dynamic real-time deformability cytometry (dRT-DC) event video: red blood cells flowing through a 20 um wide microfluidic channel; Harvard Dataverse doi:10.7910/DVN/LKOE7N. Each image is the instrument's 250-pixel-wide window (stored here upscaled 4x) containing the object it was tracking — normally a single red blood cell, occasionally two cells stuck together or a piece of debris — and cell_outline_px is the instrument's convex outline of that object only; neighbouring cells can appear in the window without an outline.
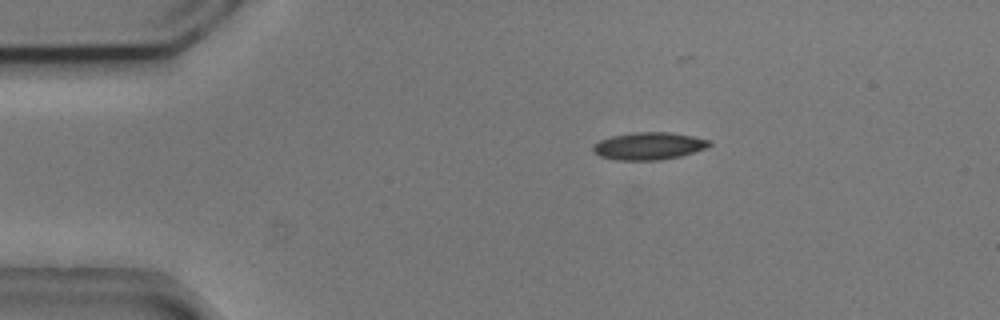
{"species": "common noctule bat (a hibernating species)", "species_latin": "Nyctalus noctula", "temperature_condition": "cold", "stored_images_in_passage": 10, "camera_frame_rate_fps": 3000, "um_per_image_px": 0.085, "animal": {"sex": "male", "body_mass_g": 20.5, "forearm_length_mm": 52.5}, "frame": {"image": 1, "passage_image": 2, "time_ms": 0.333, "image_size_px": [1000, 320], "cell_outline_px": [[712, 144], [704, 148], [680, 156], [660, 160], [616, 160], [600, 156], [592, 152], [592, 148], [600, 140], [612, 136], [632, 132], [668, 132], [692, 136], [712, 140]], "centroid_in_image_um": [55.14, 12.41], "position_along_channel_um": 29.9, "area_um2": 18.5}}
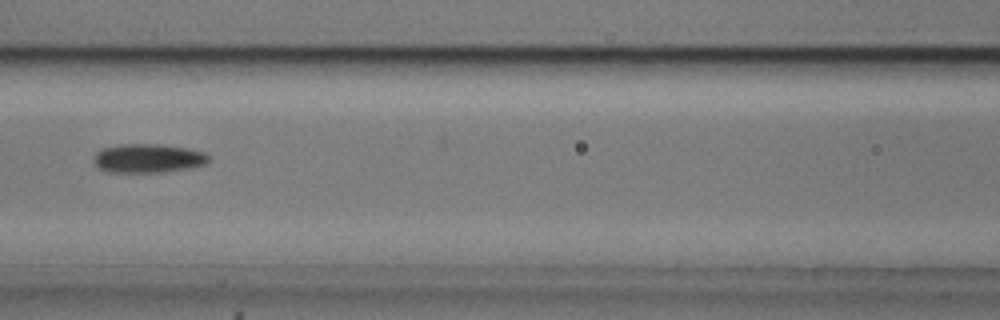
{"frame": {"image": 2, "passage_image": 6, "time_ms": 1.667, "image_size_px": [1000, 320], "cell_outline_px": [[212, 160], [208, 164], [188, 168], [160, 172], [108, 172], [96, 168], [92, 160], [96, 152], [100, 148], [120, 144], [160, 144], [188, 148], [204, 152]], "centroid_in_image_um": [12.56, 13.45], "position_along_channel_um": 154.0, "area_um2": 19.71}}
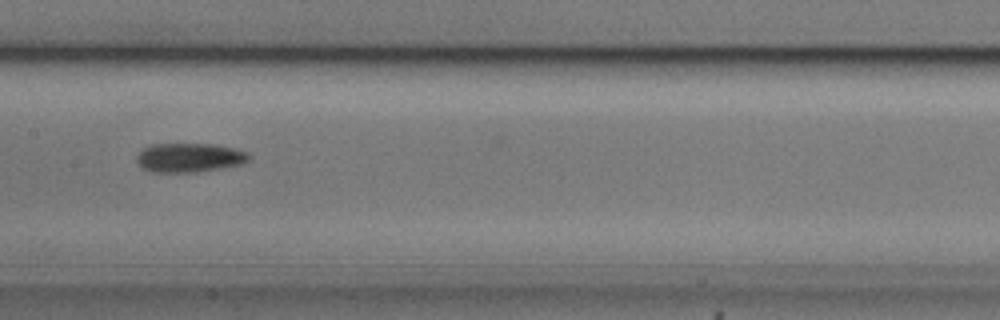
{"frame": {"image": 3, "passage_image": 7, "time_ms": 2.0, "image_size_px": [1000, 320], "cell_outline_px": [[252, 160], [240, 164], [220, 168], [196, 172], [152, 172], [140, 168], [136, 160], [136, 156], [148, 144], [216, 144], [236, 148], [248, 152], [252, 156]], "centroid_in_image_um": [16.11, 13.39], "position_along_channel_um": 191.3, "area_um2": 19.36}}